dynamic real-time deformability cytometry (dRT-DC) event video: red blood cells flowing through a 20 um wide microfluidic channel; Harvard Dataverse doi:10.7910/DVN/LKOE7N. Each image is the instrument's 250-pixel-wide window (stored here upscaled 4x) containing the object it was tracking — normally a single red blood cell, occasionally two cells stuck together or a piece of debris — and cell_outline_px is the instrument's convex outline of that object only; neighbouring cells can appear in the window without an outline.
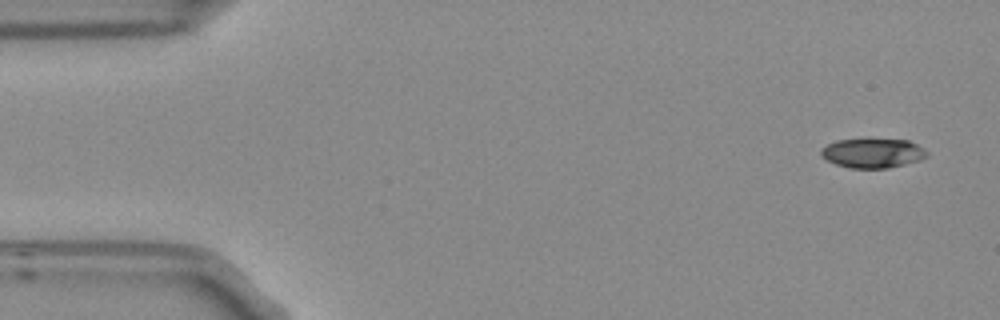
{"species": "Egyptian fruit bat (a non-hibernating species)", "species_latin": "Rousettus aegyptiacus", "temperature_condition": "room temperature", "stored_images_in_passage": 7, "camera_frame_rate_fps": 3000, "um_per_image_px": 0.085, "frame": {"image": 1, "passage_image": 1, "time_ms": 0.0, "image_size_px": [1000, 320], "cell_outline_px": [[928, 156], [920, 160], [888, 168], [852, 168], [836, 164], [820, 156], [820, 148], [836, 140], [868, 136], [908, 140], [924, 148], [928, 152]], "centroid_in_image_um": [74.17, 12.95], "position_along_channel_um": 10.8, "area_um2": 19.02}}
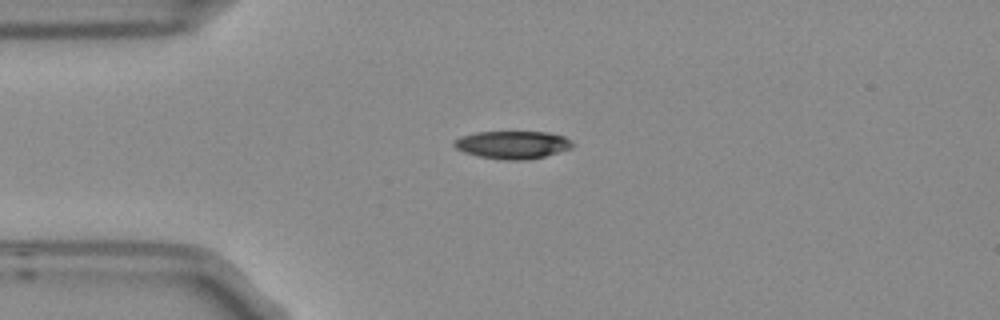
{"frame": {"image": 2, "passage_image": 4, "time_ms": 1.0, "image_size_px": [1000, 320], "cell_outline_px": [[576, 144], [572, 148], [544, 156], [528, 160], [504, 160], [480, 156], [464, 152], [456, 148], [452, 144], [460, 136], [476, 132], [548, 132], [564, 136], [572, 140]], "centroid_in_image_um": [43.61, 12.3], "position_along_channel_um": 41.4, "area_um2": 19.25}}